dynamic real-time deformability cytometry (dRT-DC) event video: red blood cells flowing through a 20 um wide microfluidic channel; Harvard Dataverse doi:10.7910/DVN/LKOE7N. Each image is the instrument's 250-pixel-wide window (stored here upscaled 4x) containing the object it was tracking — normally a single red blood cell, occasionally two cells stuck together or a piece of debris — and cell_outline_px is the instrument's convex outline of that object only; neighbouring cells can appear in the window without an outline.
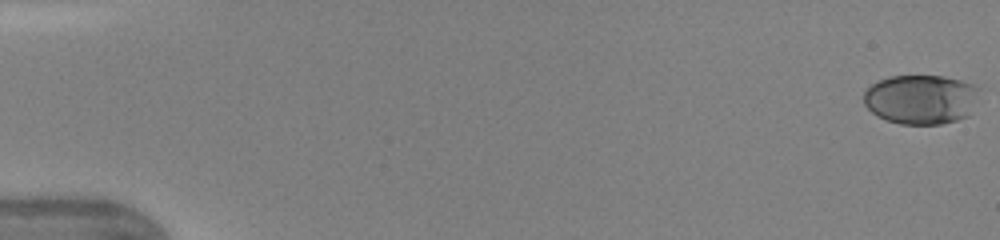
{"species": "human", "species_latin": "Homo sapiens", "temperature_condition": "warm", "stored_images_in_passage": 47, "camera_frame_rate_fps": 3000, "um_per_image_px": 0.085, "donor": {"sex": "female"}, "frame": {"image": 1, "passage_image": 1, "time_ms": 0.0, "image_size_px": [1000, 240], "cell_outline_px": [[980, 88], [968, 116], [956, 120], [940, 124], [900, 124], [876, 116], [864, 104], [864, 92], [872, 84], [880, 80], [892, 76], [944, 76], [960, 80], [972, 84]], "centroid_in_image_um": [78.27, 8.44], "position_along_channel_um": 6.7, "area_um2": 33.12}}
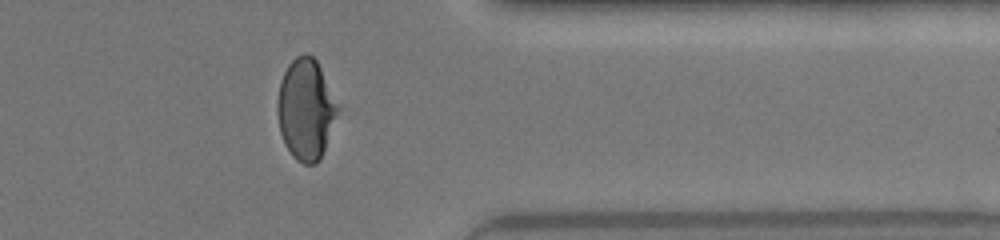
{"frame": {"image": 2, "passage_image": 39, "time_ms": 12.667, "image_size_px": [1000, 240], "cell_outline_px": [[340, 108], [320, 160], [316, 164], [304, 164], [296, 160], [292, 156], [284, 144], [280, 132], [276, 112], [276, 100], [280, 80], [288, 64], [296, 56], [304, 52], [308, 52], [316, 60]], "centroid_in_image_um": [25.96, 9.29], "position_along_channel_um": 385.4, "area_um2": 35.72}}
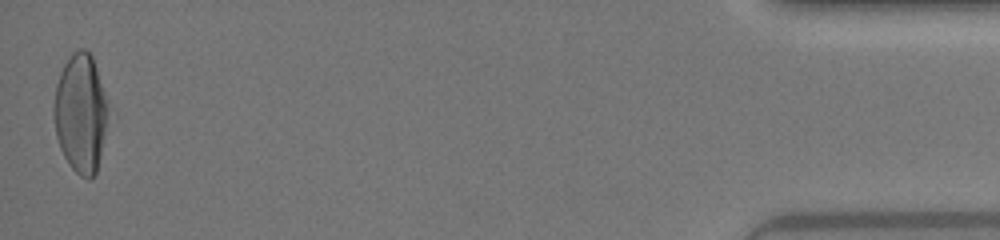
{"frame": {"image": 3, "passage_image": 47, "time_ms": 15.333, "image_size_px": [1000, 240], "cell_outline_px": [[108, 108], [104, 132], [96, 172], [88, 180], [80, 176], [68, 164], [60, 148], [56, 136], [52, 112], [52, 108], [56, 84], [60, 72], [64, 64], [72, 52], [80, 48], [84, 48], [92, 56], [108, 104]], "centroid_in_image_um": [6.81, 9.6], "position_along_channel_um": 428.4, "area_um2": 37.28}, "authors_computed_cell_mechanics": {"area_um2": 35.836, "velocity_mm_per_s": 4.3798, "shape_relaxation_time_tau1_ms": 3.2785, "shape_relaxation_time_tau2_ms": null, "deformation_change_tau1": 0.1659, "deformation_change_tau2": null}}